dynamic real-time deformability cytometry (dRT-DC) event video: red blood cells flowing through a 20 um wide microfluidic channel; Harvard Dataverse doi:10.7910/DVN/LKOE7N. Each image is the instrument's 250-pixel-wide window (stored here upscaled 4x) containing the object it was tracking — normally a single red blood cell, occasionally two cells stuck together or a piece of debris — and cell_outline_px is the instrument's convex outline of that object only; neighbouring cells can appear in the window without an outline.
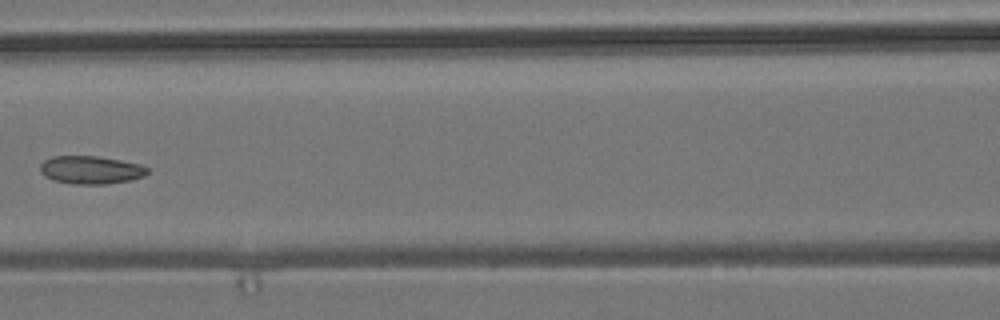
{"species": "common noctule bat (a hibernating species)", "species_latin": "Nyctalus noctula", "temperature_condition": "room temperature", "stored_images_in_passage": 8, "camera_frame_rate_fps": 3000, "um_per_image_px": 0.085, "animal": {"sex": "male", "body_mass_g": 19.2, "forearm_length_mm": 51.8}, "frame": {"image": 1, "passage_image": 7, "time_ms": 6.667, "image_size_px": [1000, 320], "cell_outline_px": [[148, 172], [144, 176], [132, 180], [108, 184], [72, 184], [52, 180], [44, 176], [40, 172], [40, 164], [44, 160], [52, 156], [100, 156], [140, 164], [148, 168]], "centroid_in_image_um": [7.7, 14.45], "position_along_channel_um": 158.9, "area_um2": 17.74}}
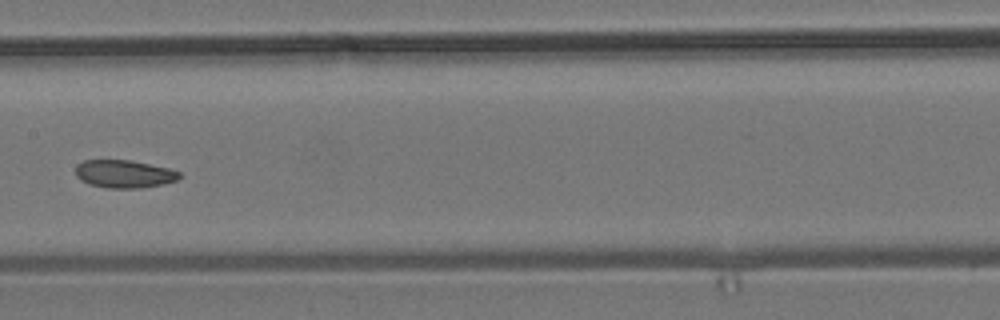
{"frame": {"image": 2, "passage_image": 8, "time_ms": 7.667, "image_size_px": [1000, 320], "cell_outline_px": [[180, 176], [176, 180], [164, 184], [140, 188], [108, 188], [88, 184], [80, 180], [76, 176], [76, 164], [84, 160], [132, 160], [168, 168], [180, 172]], "centroid_in_image_um": [10.53, 14.78], "position_along_channel_um": 196.9, "area_um2": 16.94}}